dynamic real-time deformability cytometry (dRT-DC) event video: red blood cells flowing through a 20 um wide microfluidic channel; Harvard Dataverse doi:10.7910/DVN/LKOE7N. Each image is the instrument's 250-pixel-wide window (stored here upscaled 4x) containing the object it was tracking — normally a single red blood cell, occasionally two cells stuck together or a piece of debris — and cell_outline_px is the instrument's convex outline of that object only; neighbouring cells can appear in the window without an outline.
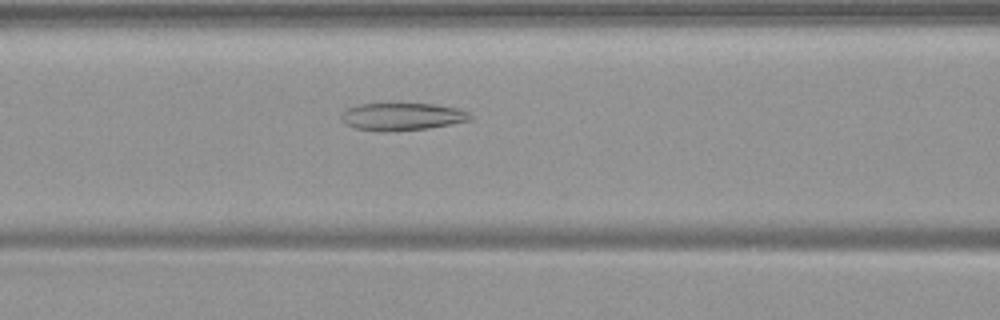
{"species": "common noctule bat (a hibernating species)", "species_latin": "Nyctalus noctula", "temperature_condition": "warm", "stored_images_in_passage": 43, "camera_frame_rate_fps": 3000, "um_per_image_px": 0.085, "animal": {"sex": "female", "body_mass_g": 19.9}, "frame": {"image": 1, "passage_image": 11, "time_ms": 3.333, "image_size_px": [1000, 320], "cell_outline_px": [[472, 120], [452, 124], [428, 128], [388, 132], [380, 132], [356, 128], [344, 124], [340, 120], [340, 116], [348, 108], [360, 104], [436, 104], [460, 108], [468, 112], [472, 116]], "centroid_in_image_um": [34.19, 9.92], "position_along_channel_um": 132.4, "area_um2": 20.87}}
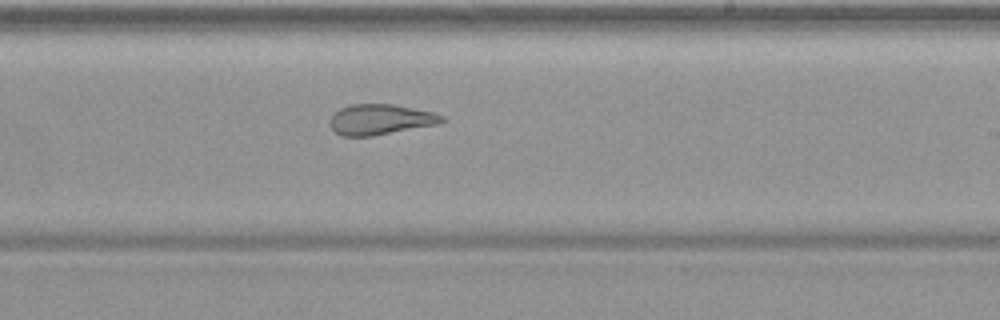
{"frame": {"image": 2, "passage_image": 21, "time_ms": 6.667, "image_size_px": [1000, 320], "cell_outline_px": [[448, 120], [440, 124], [372, 136], [340, 136], [332, 128], [332, 116], [340, 108], [352, 104], [392, 104], [432, 112], [444, 116]], "centroid_in_image_um": [32.39, 10.16], "position_along_channel_um": 256.6, "area_um2": 19.77}}
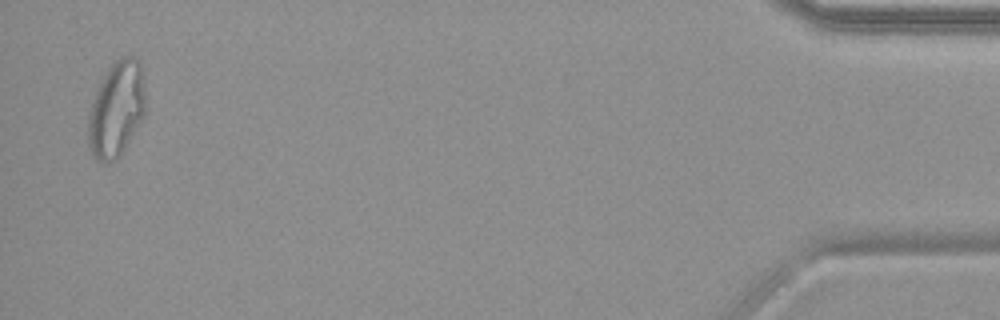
{"frame": {"image": 3, "passage_image": 41, "time_ms": 13.333, "image_size_px": [1000, 320], "cell_outline_px": [[144, 116], [120, 156], [116, 160], [96, 160], [92, 156], [88, 148], [88, 116], [92, 100], [100, 80], [104, 72], [120, 56], [136, 56], [140, 60], [144, 88]], "centroid_in_image_um": [9.87, 9.25], "position_along_channel_um": 425.3, "area_um2": 32.02}, "authors_computed_cell_mechanics": {"area_um2": 23.0044, "velocity_mm_per_s": 3.7507, "shape_relaxation_time_tau1_ms": null, "shape_relaxation_time_tau2_ms": 2.0922, "deformation_change_tau1": null, "deformation_change_tau2": 0.1069}}